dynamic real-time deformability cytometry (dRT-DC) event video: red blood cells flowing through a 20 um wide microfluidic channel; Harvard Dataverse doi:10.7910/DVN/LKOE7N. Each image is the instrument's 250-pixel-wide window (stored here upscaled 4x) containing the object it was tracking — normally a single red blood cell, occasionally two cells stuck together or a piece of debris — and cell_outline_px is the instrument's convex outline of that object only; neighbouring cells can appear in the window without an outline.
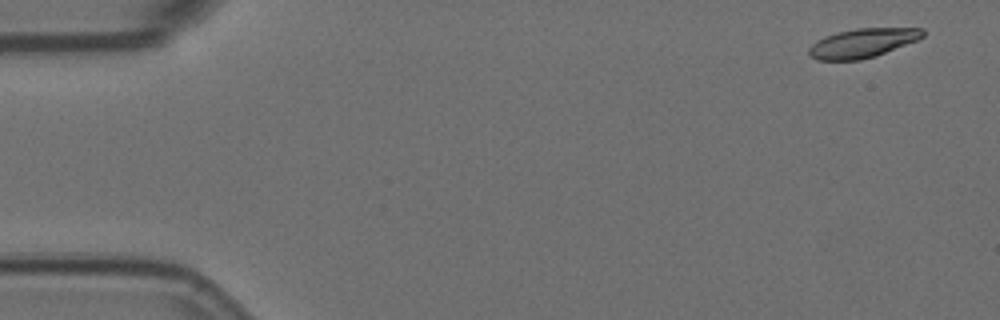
{"species": "Egyptian fruit bat (a non-hibernating species)", "species_latin": "Rousettus aegyptiacus", "temperature_condition": "room temperature", "stored_images_in_passage": 5, "camera_frame_rate_fps": 3000, "um_per_image_px": 0.085, "animal": {"sex": "female"}, "frame": {"image": 1, "passage_image": 1, "time_ms": 0.0, "image_size_px": [1000, 320], "cell_outline_px": [[924, 36], [916, 40], [876, 56], [860, 60], [816, 60], [808, 52], [808, 48], [816, 40], [824, 36], [836, 32], [856, 28], [924, 28]], "centroid_in_image_um": [73.29, 3.65], "position_along_channel_um": 11.7, "area_um2": 19.31}}
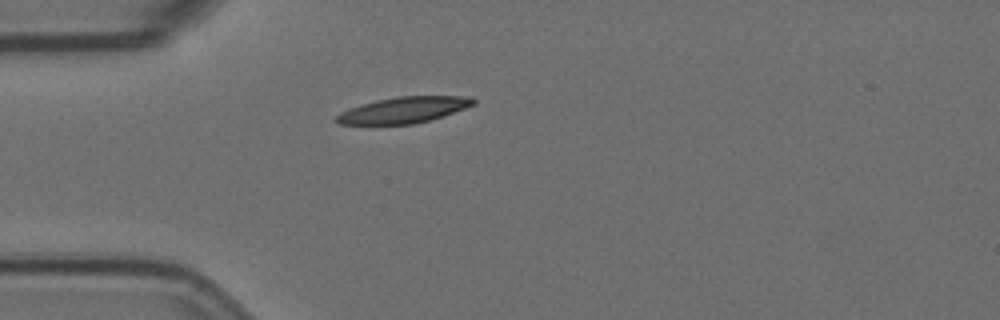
{"frame": {"image": 2, "passage_image": 5, "time_ms": 1.333, "image_size_px": [1000, 320], "cell_outline_px": [[476, 104], [428, 120], [412, 124], [340, 124], [332, 120], [340, 112], [376, 100], [396, 96], [472, 96], [476, 100]], "centroid_in_image_um": [34.31, 9.34], "position_along_channel_um": 50.7, "area_um2": 20.52}}